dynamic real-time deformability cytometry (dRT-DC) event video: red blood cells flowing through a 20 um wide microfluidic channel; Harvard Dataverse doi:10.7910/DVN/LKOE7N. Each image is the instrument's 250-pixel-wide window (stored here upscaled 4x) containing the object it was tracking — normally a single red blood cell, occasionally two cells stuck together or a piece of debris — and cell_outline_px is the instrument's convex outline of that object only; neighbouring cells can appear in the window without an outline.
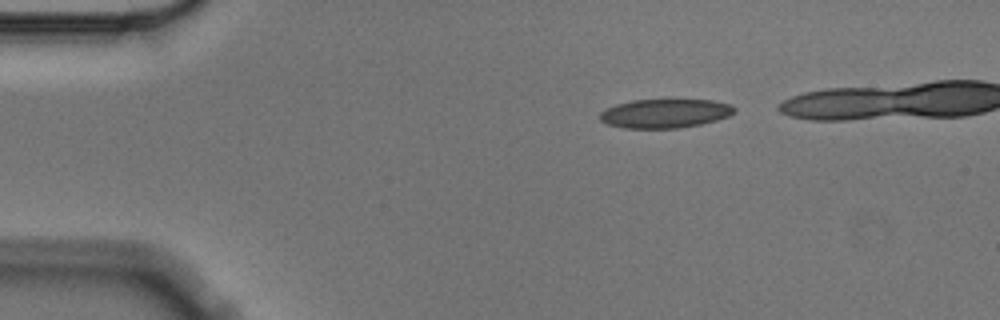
{"species": "Egyptian fruit bat (a non-hibernating species)", "species_latin": "Rousettus aegyptiacus", "temperature_condition": "cold", "stored_images_in_passage": 4, "camera_frame_rate_fps": 3000, "um_per_image_px": 0.085, "animal": {"sex": "male"}, "frame": {"image": 1, "passage_image": 1, "time_ms": 0.0, "image_size_px": [1000, 320], "cell_outline_px": [[736, 112], [728, 116], [716, 120], [700, 124], [680, 128], [624, 128], [608, 124], [600, 120], [600, 112], [604, 108], [616, 104], [632, 100], [712, 100], [732, 104], [736, 108]], "centroid_in_image_um": [56.53, 9.64], "position_along_channel_um": 28.5, "area_um2": 22.77}}